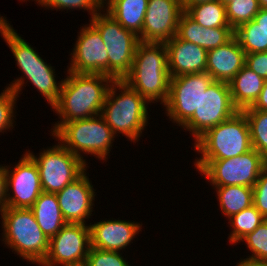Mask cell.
<instances>
[{
	"mask_svg": "<svg viewBox=\"0 0 267 266\" xmlns=\"http://www.w3.org/2000/svg\"><path fill=\"white\" fill-rule=\"evenodd\" d=\"M10 24L8 19L0 14V36L11 50L16 61L15 65L22 75L16 77L5 87L21 96L23 88L29 84L27 82H30L52 108L59 100L64 79L57 82L55 67L48 64L46 60L44 61L39 52L35 50L36 47L34 48L23 39Z\"/></svg>",
	"mask_w": 267,
	"mask_h": 266,
	"instance_id": "1",
	"label": "cell"
},
{
	"mask_svg": "<svg viewBox=\"0 0 267 266\" xmlns=\"http://www.w3.org/2000/svg\"><path fill=\"white\" fill-rule=\"evenodd\" d=\"M58 102L51 108L58 121L92 118L101 115L108 89L114 79L104 74L75 73L67 71Z\"/></svg>",
	"mask_w": 267,
	"mask_h": 266,
	"instance_id": "2",
	"label": "cell"
},
{
	"mask_svg": "<svg viewBox=\"0 0 267 266\" xmlns=\"http://www.w3.org/2000/svg\"><path fill=\"white\" fill-rule=\"evenodd\" d=\"M150 103L123 80H114L107 92L101 116L116 136L137 143L150 124ZM145 129V130H144Z\"/></svg>",
	"mask_w": 267,
	"mask_h": 266,
	"instance_id": "3",
	"label": "cell"
},
{
	"mask_svg": "<svg viewBox=\"0 0 267 266\" xmlns=\"http://www.w3.org/2000/svg\"><path fill=\"white\" fill-rule=\"evenodd\" d=\"M170 74L165 43L139 42L130 72L122 79L151 105H164L169 96Z\"/></svg>",
	"mask_w": 267,
	"mask_h": 266,
	"instance_id": "4",
	"label": "cell"
},
{
	"mask_svg": "<svg viewBox=\"0 0 267 266\" xmlns=\"http://www.w3.org/2000/svg\"><path fill=\"white\" fill-rule=\"evenodd\" d=\"M2 244L27 264L40 265L47 256L49 239L30 208L5 207L0 211Z\"/></svg>",
	"mask_w": 267,
	"mask_h": 266,
	"instance_id": "5",
	"label": "cell"
},
{
	"mask_svg": "<svg viewBox=\"0 0 267 266\" xmlns=\"http://www.w3.org/2000/svg\"><path fill=\"white\" fill-rule=\"evenodd\" d=\"M51 127L52 139L58 140L86 163L88 161L84 158L89 154L101 160V163L107 162L117 137L101 115L67 123L53 122ZM84 154H87L86 157H83Z\"/></svg>",
	"mask_w": 267,
	"mask_h": 266,
	"instance_id": "6",
	"label": "cell"
},
{
	"mask_svg": "<svg viewBox=\"0 0 267 266\" xmlns=\"http://www.w3.org/2000/svg\"><path fill=\"white\" fill-rule=\"evenodd\" d=\"M199 156L193 162L199 171L210 159H228L252 149L249 125L243 111L208 129L193 145Z\"/></svg>",
	"mask_w": 267,
	"mask_h": 266,
	"instance_id": "7",
	"label": "cell"
},
{
	"mask_svg": "<svg viewBox=\"0 0 267 266\" xmlns=\"http://www.w3.org/2000/svg\"><path fill=\"white\" fill-rule=\"evenodd\" d=\"M89 22L99 31L105 43L108 75L114 80H122L131 70L139 37L125 29L104 8L89 19Z\"/></svg>",
	"mask_w": 267,
	"mask_h": 266,
	"instance_id": "8",
	"label": "cell"
},
{
	"mask_svg": "<svg viewBox=\"0 0 267 266\" xmlns=\"http://www.w3.org/2000/svg\"><path fill=\"white\" fill-rule=\"evenodd\" d=\"M56 141L57 144L40 149L37 155L30 149L25 150L38 167L42 190L46 193L61 191L89 168V163Z\"/></svg>",
	"mask_w": 267,
	"mask_h": 266,
	"instance_id": "9",
	"label": "cell"
},
{
	"mask_svg": "<svg viewBox=\"0 0 267 266\" xmlns=\"http://www.w3.org/2000/svg\"><path fill=\"white\" fill-rule=\"evenodd\" d=\"M267 160L254 148L228 159H210L198 173L211 187H254Z\"/></svg>",
	"mask_w": 267,
	"mask_h": 266,
	"instance_id": "10",
	"label": "cell"
},
{
	"mask_svg": "<svg viewBox=\"0 0 267 266\" xmlns=\"http://www.w3.org/2000/svg\"><path fill=\"white\" fill-rule=\"evenodd\" d=\"M239 111L233 104L229 84L213 81L201 95L193 116L181 127L188 131L194 142L208 129L224 122Z\"/></svg>",
	"mask_w": 267,
	"mask_h": 266,
	"instance_id": "11",
	"label": "cell"
},
{
	"mask_svg": "<svg viewBox=\"0 0 267 266\" xmlns=\"http://www.w3.org/2000/svg\"><path fill=\"white\" fill-rule=\"evenodd\" d=\"M213 81L206 71L172 77L169 96L163 105L164 115L175 126L181 128L193 116L199 106L202 93Z\"/></svg>",
	"mask_w": 267,
	"mask_h": 266,
	"instance_id": "12",
	"label": "cell"
},
{
	"mask_svg": "<svg viewBox=\"0 0 267 266\" xmlns=\"http://www.w3.org/2000/svg\"><path fill=\"white\" fill-rule=\"evenodd\" d=\"M11 165L5 166L6 207L31 208L43 192L38 167L26 152Z\"/></svg>",
	"mask_w": 267,
	"mask_h": 266,
	"instance_id": "13",
	"label": "cell"
},
{
	"mask_svg": "<svg viewBox=\"0 0 267 266\" xmlns=\"http://www.w3.org/2000/svg\"><path fill=\"white\" fill-rule=\"evenodd\" d=\"M67 71L108 75V53L99 31L89 22L80 26Z\"/></svg>",
	"mask_w": 267,
	"mask_h": 266,
	"instance_id": "14",
	"label": "cell"
},
{
	"mask_svg": "<svg viewBox=\"0 0 267 266\" xmlns=\"http://www.w3.org/2000/svg\"><path fill=\"white\" fill-rule=\"evenodd\" d=\"M91 248L89 224L67 223L49 239V250L39 266H62L86 259Z\"/></svg>",
	"mask_w": 267,
	"mask_h": 266,
	"instance_id": "15",
	"label": "cell"
},
{
	"mask_svg": "<svg viewBox=\"0 0 267 266\" xmlns=\"http://www.w3.org/2000/svg\"><path fill=\"white\" fill-rule=\"evenodd\" d=\"M180 0H148L140 42L166 43L177 35Z\"/></svg>",
	"mask_w": 267,
	"mask_h": 266,
	"instance_id": "16",
	"label": "cell"
},
{
	"mask_svg": "<svg viewBox=\"0 0 267 266\" xmlns=\"http://www.w3.org/2000/svg\"><path fill=\"white\" fill-rule=\"evenodd\" d=\"M87 171L88 169L56 193L60 210L67 223L87 224L89 218L94 215L92 212L95 211L93 206H95L97 192Z\"/></svg>",
	"mask_w": 267,
	"mask_h": 266,
	"instance_id": "17",
	"label": "cell"
},
{
	"mask_svg": "<svg viewBox=\"0 0 267 266\" xmlns=\"http://www.w3.org/2000/svg\"><path fill=\"white\" fill-rule=\"evenodd\" d=\"M132 221L110 217L108 220L90 222L91 247L105 251H125L142 232V222Z\"/></svg>",
	"mask_w": 267,
	"mask_h": 266,
	"instance_id": "18",
	"label": "cell"
},
{
	"mask_svg": "<svg viewBox=\"0 0 267 266\" xmlns=\"http://www.w3.org/2000/svg\"><path fill=\"white\" fill-rule=\"evenodd\" d=\"M170 77L206 71L207 53L203 47L180 39L177 35L165 43Z\"/></svg>",
	"mask_w": 267,
	"mask_h": 266,
	"instance_id": "19",
	"label": "cell"
},
{
	"mask_svg": "<svg viewBox=\"0 0 267 266\" xmlns=\"http://www.w3.org/2000/svg\"><path fill=\"white\" fill-rule=\"evenodd\" d=\"M245 51L233 36L228 42L208 50L206 72L214 81L229 83L245 65Z\"/></svg>",
	"mask_w": 267,
	"mask_h": 266,
	"instance_id": "20",
	"label": "cell"
},
{
	"mask_svg": "<svg viewBox=\"0 0 267 266\" xmlns=\"http://www.w3.org/2000/svg\"><path fill=\"white\" fill-rule=\"evenodd\" d=\"M177 36L208 51L228 42L234 36V30L231 27L204 28L183 11L178 21Z\"/></svg>",
	"mask_w": 267,
	"mask_h": 266,
	"instance_id": "21",
	"label": "cell"
},
{
	"mask_svg": "<svg viewBox=\"0 0 267 266\" xmlns=\"http://www.w3.org/2000/svg\"><path fill=\"white\" fill-rule=\"evenodd\" d=\"M265 79L246 65L228 83L234 106L242 111L251 107L264 86Z\"/></svg>",
	"mask_w": 267,
	"mask_h": 266,
	"instance_id": "22",
	"label": "cell"
},
{
	"mask_svg": "<svg viewBox=\"0 0 267 266\" xmlns=\"http://www.w3.org/2000/svg\"><path fill=\"white\" fill-rule=\"evenodd\" d=\"M148 0H103V8L125 29L142 33Z\"/></svg>",
	"mask_w": 267,
	"mask_h": 266,
	"instance_id": "23",
	"label": "cell"
},
{
	"mask_svg": "<svg viewBox=\"0 0 267 266\" xmlns=\"http://www.w3.org/2000/svg\"><path fill=\"white\" fill-rule=\"evenodd\" d=\"M30 209L48 239L55 236L67 224L60 210L56 193L42 192Z\"/></svg>",
	"mask_w": 267,
	"mask_h": 266,
	"instance_id": "24",
	"label": "cell"
},
{
	"mask_svg": "<svg viewBox=\"0 0 267 266\" xmlns=\"http://www.w3.org/2000/svg\"><path fill=\"white\" fill-rule=\"evenodd\" d=\"M215 190L222 216L227 220L253 205V188L247 186L212 187Z\"/></svg>",
	"mask_w": 267,
	"mask_h": 266,
	"instance_id": "25",
	"label": "cell"
},
{
	"mask_svg": "<svg viewBox=\"0 0 267 266\" xmlns=\"http://www.w3.org/2000/svg\"><path fill=\"white\" fill-rule=\"evenodd\" d=\"M185 12L204 28L230 27L226 7L218 0L195 4Z\"/></svg>",
	"mask_w": 267,
	"mask_h": 266,
	"instance_id": "26",
	"label": "cell"
},
{
	"mask_svg": "<svg viewBox=\"0 0 267 266\" xmlns=\"http://www.w3.org/2000/svg\"><path fill=\"white\" fill-rule=\"evenodd\" d=\"M228 225L231 228L228 233L229 245H237L248 233L253 232L265 218L256 209L254 205L240 211L228 219Z\"/></svg>",
	"mask_w": 267,
	"mask_h": 266,
	"instance_id": "27",
	"label": "cell"
},
{
	"mask_svg": "<svg viewBox=\"0 0 267 266\" xmlns=\"http://www.w3.org/2000/svg\"><path fill=\"white\" fill-rule=\"evenodd\" d=\"M234 36L245 54L267 51V34L253 19L238 26Z\"/></svg>",
	"mask_w": 267,
	"mask_h": 266,
	"instance_id": "28",
	"label": "cell"
},
{
	"mask_svg": "<svg viewBox=\"0 0 267 266\" xmlns=\"http://www.w3.org/2000/svg\"><path fill=\"white\" fill-rule=\"evenodd\" d=\"M252 148L267 160V111L244 109Z\"/></svg>",
	"mask_w": 267,
	"mask_h": 266,
	"instance_id": "29",
	"label": "cell"
},
{
	"mask_svg": "<svg viewBox=\"0 0 267 266\" xmlns=\"http://www.w3.org/2000/svg\"><path fill=\"white\" fill-rule=\"evenodd\" d=\"M35 4L46 8L45 10L67 11L83 10L87 11L90 19L103 8V0H32ZM69 10V11H68Z\"/></svg>",
	"mask_w": 267,
	"mask_h": 266,
	"instance_id": "30",
	"label": "cell"
},
{
	"mask_svg": "<svg viewBox=\"0 0 267 266\" xmlns=\"http://www.w3.org/2000/svg\"><path fill=\"white\" fill-rule=\"evenodd\" d=\"M225 7L227 20L233 30L254 19L261 9L258 0H233Z\"/></svg>",
	"mask_w": 267,
	"mask_h": 266,
	"instance_id": "31",
	"label": "cell"
},
{
	"mask_svg": "<svg viewBox=\"0 0 267 266\" xmlns=\"http://www.w3.org/2000/svg\"><path fill=\"white\" fill-rule=\"evenodd\" d=\"M0 93V133L4 134L7 131H11L15 127L16 123V107L18 96L14 91L9 88ZM15 119V120H14ZM7 130V131H6Z\"/></svg>",
	"mask_w": 267,
	"mask_h": 266,
	"instance_id": "32",
	"label": "cell"
},
{
	"mask_svg": "<svg viewBox=\"0 0 267 266\" xmlns=\"http://www.w3.org/2000/svg\"><path fill=\"white\" fill-rule=\"evenodd\" d=\"M245 242V246L252 254L247 258L267 261V219H265L253 232L248 233L238 243Z\"/></svg>",
	"mask_w": 267,
	"mask_h": 266,
	"instance_id": "33",
	"label": "cell"
},
{
	"mask_svg": "<svg viewBox=\"0 0 267 266\" xmlns=\"http://www.w3.org/2000/svg\"><path fill=\"white\" fill-rule=\"evenodd\" d=\"M123 253L91 247L87 259L90 266H132L128 264L129 262H127V258H124Z\"/></svg>",
	"mask_w": 267,
	"mask_h": 266,
	"instance_id": "34",
	"label": "cell"
},
{
	"mask_svg": "<svg viewBox=\"0 0 267 266\" xmlns=\"http://www.w3.org/2000/svg\"><path fill=\"white\" fill-rule=\"evenodd\" d=\"M253 205L267 219V165L253 187Z\"/></svg>",
	"mask_w": 267,
	"mask_h": 266,
	"instance_id": "35",
	"label": "cell"
},
{
	"mask_svg": "<svg viewBox=\"0 0 267 266\" xmlns=\"http://www.w3.org/2000/svg\"><path fill=\"white\" fill-rule=\"evenodd\" d=\"M245 65L258 76L267 79V51L246 54Z\"/></svg>",
	"mask_w": 267,
	"mask_h": 266,
	"instance_id": "36",
	"label": "cell"
},
{
	"mask_svg": "<svg viewBox=\"0 0 267 266\" xmlns=\"http://www.w3.org/2000/svg\"><path fill=\"white\" fill-rule=\"evenodd\" d=\"M6 164H0V211L6 207Z\"/></svg>",
	"mask_w": 267,
	"mask_h": 266,
	"instance_id": "37",
	"label": "cell"
},
{
	"mask_svg": "<svg viewBox=\"0 0 267 266\" xmlns=\"http://www.w3.org/2000/svg\"><path fill=\"white\" fill-rule=\"evenodd\" d=\"M246 109L267 111V79H265L264 86L255 103L251 107H248Z\"/></svg>",
	"mask_w": 267,
	"mask_h": 266,
	"instance_id": "38",
	"label": "cell"
},
{
	"mask_svg": "<svg viewBox=\"0 0 267 266\" xmlns=\"http://www.w3.org/2000/svg\"><path fill=\"white\" fill-rule=\"evenodd\" d=\"M267 34V9H260L253 19Z\"/></svg>",
	"mask_w": 267,
	"mask_h": 266,
	"instance_id": "39",
	"label": "cell"
},
{
	"mask_svg": "<svg viewBox=\"0 0 267 266\" xmlns=\"http://www.w3.org/2000/svg\"><path fill=\"white\" fill-rule=\"evenodd\" d=\"M235 266H267V261L243 257Z\"/></svg>",
	"mask_w": 267,
	"mask_h": 266,
	"instance_id": "40",
	"label": "cell"
},
{
	"mask_svg": "<svg viewBox=\"0 0 267 266\" xmlns=\"http://www.w3.org/2000/svg\"><path fill=\"white\" fill-rule=\"evenodd\" d=\"M209 1H215V0H180L181 6L183 11H186L190 6H193L195 4H201Z\"/></svg>",
	"mask_w": 267,
	"mask_h": 266,
	"instance_id": "41",
	"label": "cell"
},
{
	"mask_svg": "<svg viewBox=\"0 0 267 266\" xmlns=\"http://www.w3.org/2000/svg\"><path fill=\"white\" fill-rule=\"evenodd\" d=\"M62 266H90L88 259H83L80 261H75V262H70V263H66Z\"/></svg>",
	"mask_w": 267,
	"mask_h": 266,
	"instance_id": "42",
	"label": "cell"
},
{
	"mask_svg": "<svg viewBox=\"0 0 267 266\" xmlns=\"http://www.w3.org/2000/svg\"><path fill=\"white\" fill-rule=\"evenodd\" d=\"M261 9H267V0H258Z\"/></svg>",
	"mask_w": 267,
	"mask_h": 266,
	"instance_id": "43",
	"label": "cell"
},
{
	"mask_svg": "<svg viewBox=\"0 0 267 266\" xmlns=\"http://www.w3.org/2000/svg\"><path fill=\"white\" fill-rule=\"evenodd\" d=\"M221 4H223L224 6L228 5L229 3H231L233 0H218Z\"/></svg>",
	"mask_w": 267,
	"mask_h": 266,
	"instance_id": "44",
	"label": "cell"
},
{
	"mask_svg": "<svg viewBox=\"0 0 267 266\" xmlns=\"http://www.w3.org/2000/svg\"><path fill=\"white\" fill-rule=\"evenodd\" d=\"M21 2H26L27 3V1L29 2V0H20ZM31 1V0H30Z\"/></svg>",
	"mask_w": 267,
	"mask_h": 266,
	"instance_id": "45",
	"label": "cell"
}]
</instances>
